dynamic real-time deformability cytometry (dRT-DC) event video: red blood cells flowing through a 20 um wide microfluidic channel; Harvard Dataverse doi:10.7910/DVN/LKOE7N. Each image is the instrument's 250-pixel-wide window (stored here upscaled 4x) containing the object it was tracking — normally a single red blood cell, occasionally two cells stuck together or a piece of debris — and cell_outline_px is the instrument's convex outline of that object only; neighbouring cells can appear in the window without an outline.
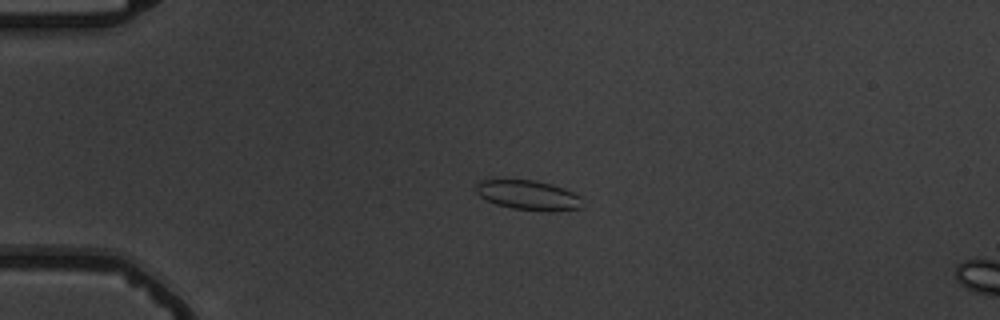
{"species": "common noctule bat (a hibernating species)", "species_latin": "Nyctalus noctula", "temperature_condition": "warm", "stored_images_in_passage": 7, "camera_frame_rate_fps": 3000, "um_per_image_px": 0.085, "animal": {"sex": "male", "body_mass_g": 19.5, "forearm_length_mm": 54.6}, "frame": {"image": 1, "passage_image": 5, "time_ms": 4.667, "image_size_px": [1000, 320], "cell_outline_px": [[584, 208], [548, 212], [540, 212], [512, 208], [496, 204], [480, 196], [476, 192], [476, 184], [480, 180], [536, 180], [552, 184], [564, 188], [580, 196]], "centroid_in_image_um": [44.95, 16.6], "position_along_channel_um": 40.0, "area_um2": 18.61}}